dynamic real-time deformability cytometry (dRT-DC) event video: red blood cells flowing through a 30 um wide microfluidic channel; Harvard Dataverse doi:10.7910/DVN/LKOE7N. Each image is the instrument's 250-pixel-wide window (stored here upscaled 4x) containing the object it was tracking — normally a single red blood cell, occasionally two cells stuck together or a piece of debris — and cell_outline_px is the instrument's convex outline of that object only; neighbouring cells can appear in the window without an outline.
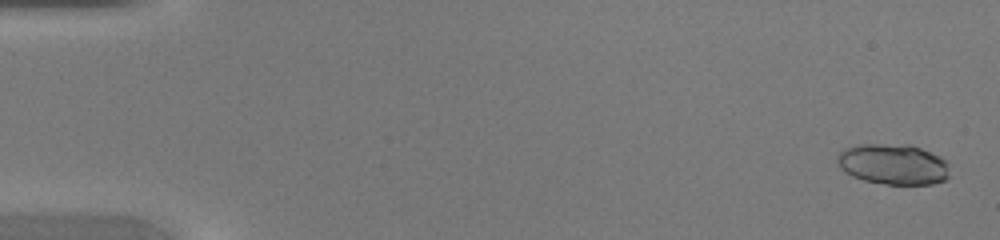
{"species": "common noctule bat (a hibernating species)", "species_latin": "Nyctalus noctula", "temperature_condition": "warm", "stored_images_in_passage": 46, "camera_frame_rate_fps": 3000, "um_per_image_px": 0.085, "animal": {"sex": "female", "body_mass_g": 20.0, "forearm_length_mm": 54.0}, "frame": {"image": 1, "passage_image": 2, "time_ms": 0.333, "image_size_px": [1000, 240], "cell_outline_px": [[948, 176], [944, 180], [932, 184], [884, 184], [864, 180], [852, 176], [844, 172], [840, 168], [836, 160], [836, 156], [844, 148], [860, 144], [908, 144], [920, 148], [940, 156], [948, 164]], "centroid_in_image_um": [75.88, 13.95], "position_along_channel_um": 9.1, "area_um2": 26.7}}
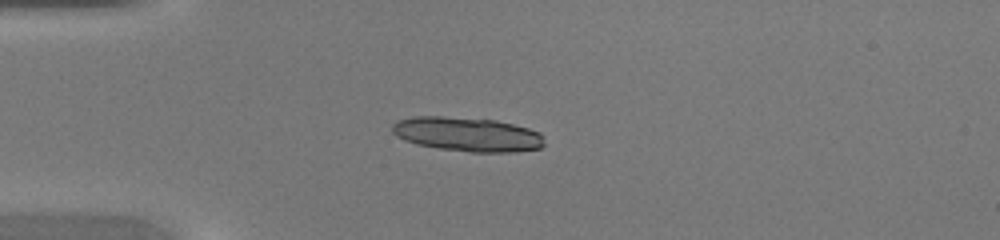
{"frame": {"image": 2, "passage_image": 13, "time_ms": 4.0, "image_size_px": [1000, 240], "cell_outline_px": [[544, 144], [540, 148], [516, 152], [468, 152], [436, 148], [416, 144], [404, 140], [396, 136], [392, 132], [392, 124], [396, 120], [412, 116], [444, 116], [496, 120], [528, 128], [540, 132], [544, 136]], "centroid_in_image_um": [39.7, 11.41], "position_along_channel_um": 45.3, "area_um2": 30.75}}